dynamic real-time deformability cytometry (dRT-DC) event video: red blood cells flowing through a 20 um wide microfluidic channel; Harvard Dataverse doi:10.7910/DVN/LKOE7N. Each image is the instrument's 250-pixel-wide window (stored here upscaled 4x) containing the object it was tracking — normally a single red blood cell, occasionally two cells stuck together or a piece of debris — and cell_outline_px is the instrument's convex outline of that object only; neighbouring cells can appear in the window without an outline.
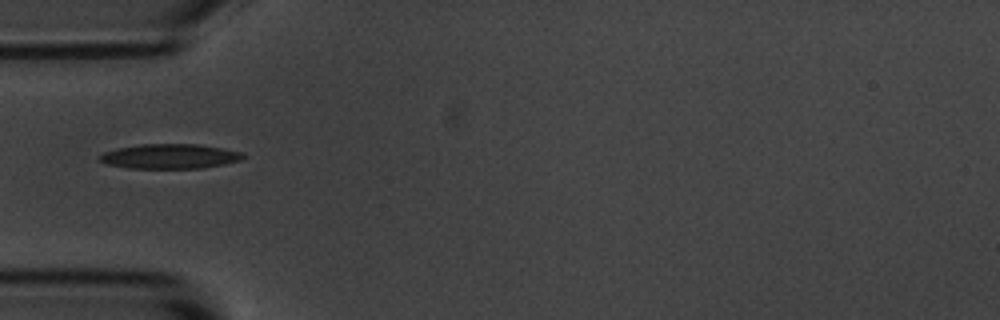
{"species": "common noctule bat (a hibernating species)", "species_latin": "Nyctalus noctula", "temperature_condition": "room temperature", "stored_images_in_passage": 1, "camera_frame_rate_fps": 3000, "um_per_image_px": 0.085, "animal": {"sex": "male", "body_mass_g": 20.1, "forearm_length_mm": 53.5}, "frame": {"image": 1, "passage_image": 1, "time_ms": 0.0, "image_size_px": [1000, 320], "cell_outline_px": [[244, 156], [240, 160], [224, 164], [200, 168], [128, 168], [108, 164], [100, 160], [100, 156], [104, 152], [116, 148], [140, 144], [196, 144], [224, 148], [244, 152]], "centroid_in_image_um": [14.46, 13.28], "position_along_channel_um": 70.5, "area_um2": 20.58}}